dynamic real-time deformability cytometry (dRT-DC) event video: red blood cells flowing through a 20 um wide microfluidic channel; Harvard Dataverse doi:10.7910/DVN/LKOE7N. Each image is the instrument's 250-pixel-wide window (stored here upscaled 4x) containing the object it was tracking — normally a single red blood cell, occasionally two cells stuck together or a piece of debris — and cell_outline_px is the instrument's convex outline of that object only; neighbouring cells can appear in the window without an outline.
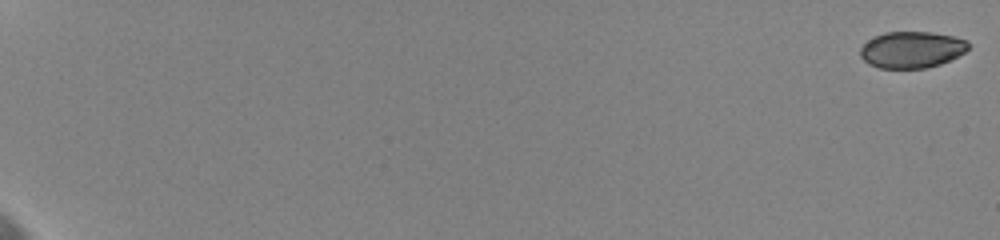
{"species": "human", "species_latin": "Homo sapiens", "temperature_condition": "cold", "stored_images_in_passage": 18, "camera_frame_rate_fps": 3000, "um_per_image_px": 0.085, "donor": {"sex": "female"}, "frame": {"image": 1, "passage_image": 1, "time_ms": 0.0, "image_size_px": [1000, 240], "cell_outline_px": [[968, 48], [964, 52], [940, 64], [928, 68], [880, 68], [868, 64], [860, 56], [860, 48], [868, 40], [884, 32], [932, 32], [952, 36], [968, 40]], "centroid_in_image_um": [77.47, 4.22], "position_along_channel_um": 7.5, "area_um2": 22.89}}